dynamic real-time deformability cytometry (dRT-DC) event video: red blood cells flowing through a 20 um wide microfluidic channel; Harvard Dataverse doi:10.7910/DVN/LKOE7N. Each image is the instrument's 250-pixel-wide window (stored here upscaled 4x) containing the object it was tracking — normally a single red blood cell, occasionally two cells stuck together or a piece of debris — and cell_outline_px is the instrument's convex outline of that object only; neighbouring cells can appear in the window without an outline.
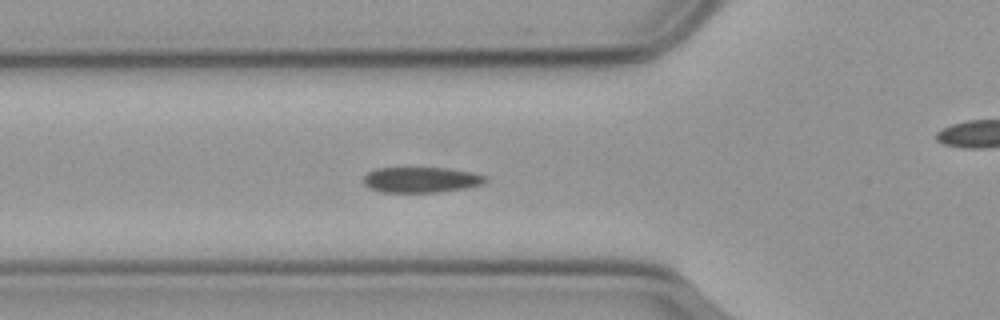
{"species": "common noctule bat (a hibernating species)", "species_latin": "Nyctalus noctula", "temperature_condition": "cold", "stored_images_in_passage": 40, "camera_frame_rate_fps": 3000, "um_per_image_px": 0.085, "animal": {"sex": "male", "body_mass_g": 23.1, "forearm_length_mm": 52.7}, "frame": {"image": 1, "passage_image": 2, "time_ms": 0.333, "image_size_px": [1000, 320], "cell_outline_px": [[488, 180], [484, 184], [468, 188], [440, 192], [380, 192], [368, 188], [364, 184], [364, 176], [368, 172], [376, 168], [444, 168], [472, 172], [488, 176]], "centroid_in_image_um": [35.83, 15.29], "position_along_channel_um": 90.0, "area_um2": 18.38}}
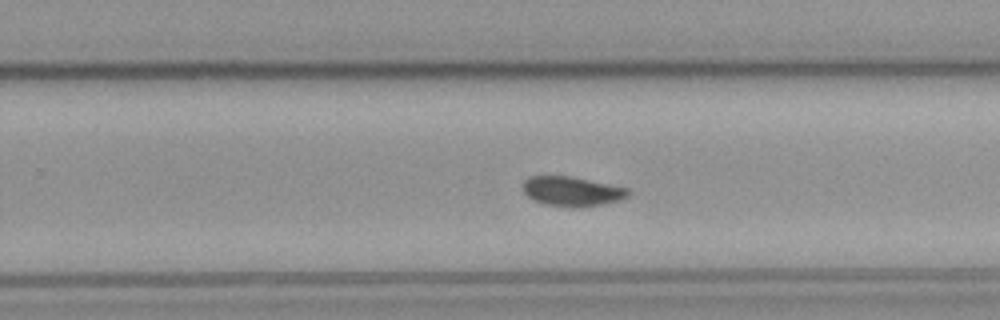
{"frame": {"image": 2, "passage_image": 18, "time_ms": 5.667, "image_size_px": [1000, 320], "cell_outline_px": [[632, 192], [628, 196], [620, 200], [604, 204], [580, 208], [544, 204], [532, 200], [524, 192], [524, 180], [528, 176], [572, 176], [628, 188]], "centroid_in_image_um": [48.64, 16.27], "position_along_channel_um": 281.2, "area_um2": 18.32}}
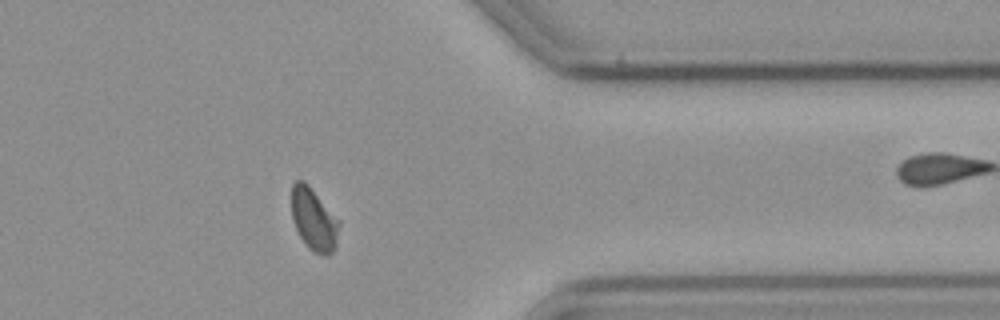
{"frame": {"image": 3, "passage_image": 28, "time_ms": 9.0, "image_size_px": [1000, 320], "cell_outline_px": [[340, 224], [336, 248], [328, 256], [324, 256], [312, 252], [304, 244], [292, 220], [292, 184], [296, 180], [304, 180], [308, 184], [340, 220]], "centroid_in_image_um": [26.69, 18.68], "position_along_channel_um": 384.7, "area_um2": 17.63}}